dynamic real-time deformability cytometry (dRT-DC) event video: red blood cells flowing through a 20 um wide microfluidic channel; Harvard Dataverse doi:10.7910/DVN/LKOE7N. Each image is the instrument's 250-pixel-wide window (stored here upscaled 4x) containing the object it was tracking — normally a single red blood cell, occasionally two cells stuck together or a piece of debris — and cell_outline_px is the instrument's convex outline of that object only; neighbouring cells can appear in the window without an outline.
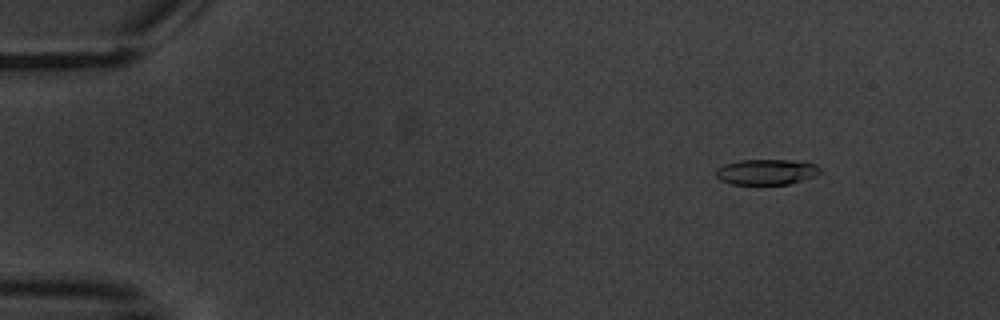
{"species": "common noctule bat (a hibernating species)", "species_latin": "Nyctalus noctula", "temperature_condition": "warm", "stored_images_in_passage": 4, "camera_frame_rate_fps": 3000, "um_per_image_px": 0.085, "animal": {"sex": "male", "body_mass_g": 20.1, "forearm_length_mm": 53.5}, "frame": {"image": 1, "passage_image": 1, "time_ms": 0.0, "image_size_px": [1000, 320], "cell_outline_px": [[820, 172], [816, 176], [788, 184], [732, 184], [720, 180], [716, 176], [716, 168], [724, 164], [740, 160], [808, 160], [816, 164], [820, 168]], "centroid_in_image_um": [65.18, 14.6], "position_along_channel_um": 19.8, "area_um2": 15.72}}